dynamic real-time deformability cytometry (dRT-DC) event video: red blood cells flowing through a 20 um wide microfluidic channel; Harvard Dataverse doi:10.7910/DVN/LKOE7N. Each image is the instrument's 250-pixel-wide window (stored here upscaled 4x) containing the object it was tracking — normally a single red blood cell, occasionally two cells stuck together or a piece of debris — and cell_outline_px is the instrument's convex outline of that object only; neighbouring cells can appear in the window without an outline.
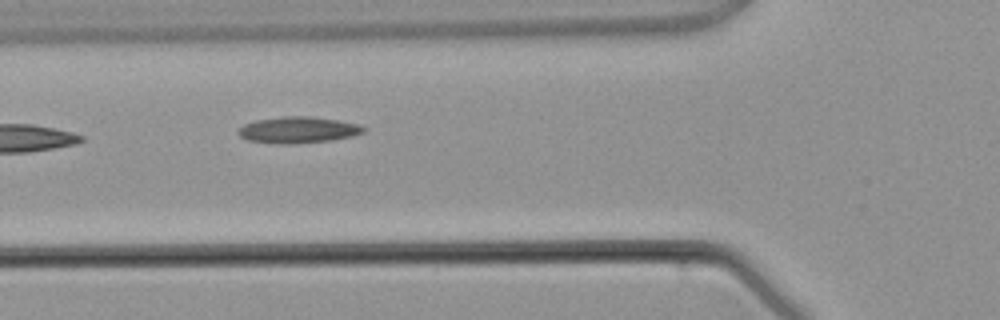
{"species": "common noctule bat (a hibernating species)", "species_latin": "Nyctalus noctula", "temperature_condition": "warm", "stored_images_in_passage": 5, "camera_frame_rate_fps": 3000, "um_per_image_px": 0.085, "animal": {"sex": "male", "body_mass_g": 21.5, "forearm_length_mm": 52.0}, "frame": {"image": 1, "passage_image": 4, "time_ms": 4.0, "image_size_px": [1000, 320], "cell_outline_px": [[368, 128], [364, 132], [352, 136], [332, 140], [288, 144], [280, 144], [248, 140], [240, 136], [236, 132], [244, 124], [256, 120], [284, 116], [312, 116], [340, 120], [360, 124]], "centroid_in_image_um": [25.38, 11.03], "position_along_channel_um": 100.4, "area_um2": 19.36}}
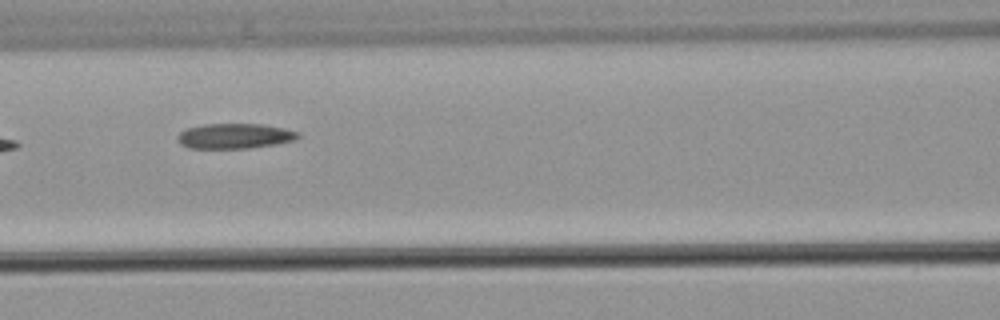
{"frame": {"image": 2, "passage_image": 5, "time_ms": 5.0, "image_size_px": [1000, 320], "cell_outline_px": [[300, 136], [296, 140], [276, 144], [248, 148], [188, 148], [180, 144], [176, 140], [176, 136], [180, 132], [188, 128], [204, 124], [260, 124], [284, 128], [300, 132]], "centroid_in_image_um": [19.95, 11.56], "position_along_channel_um": 146.7, "area_um2": 17.74}}